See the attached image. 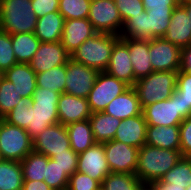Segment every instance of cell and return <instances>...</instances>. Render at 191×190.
Returning <instances> with one entry per match:
<instances>
[{
    "label": "cell",
    "mask_w": 191,
    "mask_h": 190,
    "mask_svg": "<svg viewBox=\"0 0 191 190\" xmlns=\"http://www.w3.org/2000/svg\"><path fill=\"white\" fill-rule=\"evenodd\" d=\"M120 13L123 23L129 20L133 15L145 11L142 0H114Z\"/></svg>",
    "instance_id": "ee69618b"
},
{
    "label": "cell",
    "mask_w": 191,
    "mask_h": 190,
    "mask_svg": "<svg viewBox=\"0 0 191 190\" xmlns=\"http://www.w3.org/2000/svg\"><path fill=\"white\" fill-rule=\"evenodd\" d=\"M101 184L89 175L76 171L69 177L67 190H100Z\"/></svg>",
    "instance_id": "b9f144b4"
},
{
    "label": "cell",
    "mask_w": 191,
    "mask_h": 190,
    "mask_svg": "<svg viewBox=\"0 0 191 190\" xmlns=\"http://www.w3.org/2000/svg\"><path fill=\"white\" fill-rule=\"evenodd\" d=\"M98 73L97 70L70 58L66 64L65 93L87 98Z\"/></svg>",
    "instance_id": "30bf717a"
},
{
    "label": "cell",
    "mask_w": 191,
    "mask_h": 190,
    "mask_svg": "<svg viewBox=\"0 0 191 190\" xmlns=\"http://www.w3.org/2000/svg\"><path fill=\"white\" fill-rule=\"evenodd\" d=\"M105 71L129 86H134L133 65L129 57L128 46L121 38L114 44L110 62Z\"/></svg>",
    "instance_id": "e0dca14e"
},
{
    "label": "cell",
    "mask_w": 191,
    "mask_h": 190,
    "mask_svg": "<svg viewBox=\"0 0 191 190\" xmlns=\"http://www.w3.org/2000/svg\"><path fill=\"white\" fill-rule=\"evenodd\" d=\"M119 38L114 34L97 32L94 36L87 38L71 54V59L98 72H103L109 65L114 44Z\"/></svg>",
    "instance_id": "3957f363"
},
{
    "label": "cell",
    "mask_w": 191,
    "mask_h": 190,
    "mask_svg": "<svg viewBox=\"0 0 191 190\" xmlns=\"http://www.w3.org/2000/svg\"><path fill=\"white\" fill-rule=\"evenodd\" d=\"M156 183H170L172 186H187L191 183V157H181L176 165Z\"/></svg>",
    "instance_id": "836d02e7"
},
{
    "label": "cell",
    "mask_w": 191,
    "mask_h": 190,
    "mask_svg": "<svg viewBox=\"0 0 191 190\" xmlns=\"http://www.w3.org/2000/svg\"><path fill=\"white\" fill-rule=\"evenodd\" d=\"M103 112L120 120L142 114V107L134 87L130 86L125 92L115 97Z\"/></svg>",
    "instance_id": "7402d4cb"
},
{
    "label": "cell",
    "mask_w": 191,
    "mask_h": 190,
    "mask_svg": "<svg viewBox=\"0 0 191 190\" xmlns=\"http://www.w3.org/2000/svg\"><path fill=\"white\" fill-rule=\"evenodd\" d=\"M148 14V30L155 38L165 35L173 11L146 10Z\"/></svg>",
    "instance_id": "f35d334b"
},
{
    "label": "cell",
    "mask_w": 191,
    "mask_h": 190,
    "mask_svg": "<svg viewBox=\"0 0 191 190\" xmlns=\"http://www.w3.org/2000/svg\"><path fill=\"white\" fill-rule=\"evenodd\" d=\"M49 157L31 151L20 163L22 166L23 180L44 181L46 166Z\"/></svg>",
    "instance_id": "4dcf8cb0"
},
{
    "label": "cell",
    "mask_w": 191,
    "mask_h": 190,
    "mask_svg": "<svg viewBox=\"0 0 191 190\" xmlns=\"http://www.w3.org/2000/svg\"><path fill=\"white\" fill-rule=\"evenodd\" d=\"M103 144L111 172L135 174L139 148L116 140L103 142Z\"/></svg>",
    "instance_id": "8fae6325"
},
{
    "label": "cell",
    "mask_w": 191,
    "mask_h": 190,
    "mask_svg": "<svg viewBox=\"0 0 191 190\" xmlns=\"http://www.w3.org/2000/svg\"><path fill=\"white\" fill-rule=\"evenodd\" d=\"M69 176L62 170L57 163L49 158L44 182L53 190H67Z\"/></svg>",
    "instance_id": "74e56055"
},
{
    "label": "cell",
    "mask_w": 191,
    "mask_h": 190,
    "mask_svg": "<svg viewBox=\"0 0 191 190\" xmlns=\"http://www.w3.org/2000/svg\"><path fill=\"white\" fill-rule=\"evenodd\" d=\"M51 159H53L69 177L77 171L78 154L71 148L65 152L55 154Z\"/></svg>",
    "instance_id": "7bdbcfd3"
},
{
    "label": "cell",
    "mask_w": 191,
    "mask_h": 190,
    "mask_svg": "<svg viewBox=\"0 0 191 190\" xmlns=\"http://www.w3.org/2000/svg\"><path fill=\"white\" fill-rule=\"evenodd\" d=\"M91 0H59V12L65 20L88 18Z\"/></svg>",
    "instance_id": "d590c367"
},
{
    "label": "cell",
    "mask_w": 191,
    "mask_h": 190,
    "mask_svg": "<svg viewBox=\"0 0 191 190\" xmlns=\"http://www.w3.org/2000/svg\"><path fill=\"white\" fill-rule=\"evenodd\" d=\"M66 64L42 73H36L37 87L61 93L65 92Z\"/></svg>",
    "instance_id": "d6a6232c"
},
{
    "label": "cell",
    "mask_w": 191,
    "mask_h": 190,
    "mask_svg": "<svg viewBox=\"0 0 191 190\" xmlns=\"http://www.w3.org/2000/svg\"><path fill=\"white\" fill-rule=\"evenodd\" d=\"M180 2H191V0H180Z\"/></svg>",
    "instance_id": "db71d44e"
},
{
    "label": "cell",
    "mask_w": 191,
    "mask_h": 190,
    "mask_svg": "<svg viewBox=\"0 0 191 190\" xmlns=\"http://www.w3.org/2000/svg\"><path fill=\"white\" fill-rule=\"evenodd\" d=\"M179 125L151 126L147 125L146 143L160 149L180 150Z\"/></svg>",
    "instance_id": "cb8c5ba5"
},
{
    "label": "cell",
    "mask_w": 191,
    "mask_h": 190,
    "mask_svg": "<svg viewBox=\"0 0 191 190\" xmlns=\"http://www.w3.org/2000/svg\"><path fill=\"white\" fill-rule=\"evenodd\" d=\"M147 122L143 113L121 120L113 140L141 148L146 143Z\"/></svg>",
    "instance_id": "d6986e66"
},
{
    "label": "cell",
    "mask_w": 191,
    "mask_h": 190,
    "mask_svg": "<svg viewBox=\"0 0 191 190\" xmlns=\"http://www.w3.org/2000/svg\"><path fill=\"white\" fill-rule=\"evenodd\" d=\"M2 77H3V73L0 71V80H1Z\"/></svg>",
    "instance_id": "11a10c76"
},
{
    "label": "cell",
    "mask_w": 191,
    "mask_h": 190,
    "mask_svg": "<svg viewBox=\"0 0 191 190\" xmlns=\"http://www.w3.org/2000/svg\"><path fill=\"white\" fill-rule=\"evenodd\" d=\"M70 148L80 154L96 143L89 119L66 125Z\"/></svg>",
    "instance_id": "484cf974"
},
{
    "label": "cell",
    "mask_w": 191,
    "mask_h": 190,
    "mask_svg": "<svg viewBox=\"0 0 191 190\" xmlns=\"http://www.w3.org/2000/svg\"><path fill=\"white\" fill-rule=\"evenodd\" d=\"M128 46L129 57L133 65L134 84L153 71L149 55V40L121 38Z\"/></svg>",
    "instance_id": "44dd1931"
},
{
    "label": "cell",
    "mask_w": 191,
    "mask_h": 190,
    "mask_svg": "<svg viewBox=\"0 0 191 190\" xmlns=\"http://www.w3.org/2000/svg\"><path fill=\"white\" fill-rule=\"evenodd\" d=\"M64 22L65 19L59 11L48 13L38 18L34 35L41 42L61 41Z\"/></svg>",
    "instance_id": "d4e9b609"
},
{
    "label": "cell",
    "mask_w": 191,
    "mask_h": 190,
    "mask_svg": "<svg viewBox=\"0 0 191 190\" xmlns=\"http://www.w3.org/2000/svg\"><path fill=\"white\" fill-rule=\"evenodd\" d=\"M130 86L106 71L99 72L87 101L91 113L103 112L107 105Z\"/></svg>",
    "instance_id": "ba28073f"
},
{
    "label": "cell",
    "mask_w": 191,
    "mask_h": 190,
    "mask_svg": "<svg viewBox=\"0 0 191 190\" xmlns=\"http://www.w3.org/2000/svg\"><path fill=\"white\" fill-rule=\"evenodd\" d=\"M146 190H186L183 186H172L170 183H150L145 185Z\"/></svg>",
    "instance_id": "f907efd6"
},
{
    "label": "cell",
    "mask_w": 191,
    "mask_h": 190,
    "mask_svg": "<svg viewBox=\"0 0 191 190\" xmlns=\"http://www.w3.org/2000/svg\"><path fill=\"white\" fill-rule=\"evenodd\" d=\"M180 5L186 10L191 22V2H180Z\"/></svg>",
    "instance_id": "816d5d0a"
},
{
    "label": "cell",
    "mask_w": 191,
    "mask_h": 190,
    "mask_svg": "<svg viewBox=\"0 0 191 190\" xmlns=\"http://www.w3.org/2000/svg\"><path fill=\"white\" fill-rule=\"evenodd\" d=\"M176 91L182 95L185 108V118L191 115V74L178 71Z\"/></svg>",
    "instance_id": "60d3db41"
},
{
    "label": "cell",
    "mask_w": 191,
    "mask_h": 190,
    "mask_svg": "<svg viewBox=\"0 0 191 190\" xmlns=\"http://www.w3.org/2000/svg\"><path fill=\"white\" fill-rule=\"evenodd\" d=\"M77 171L89 175L100 184L102 183L103 179L111 172L103 143L96 142L90 148L78 154Z\"/></svg>",
    "instance_id": "9a60e30c"
},
{
    "label": "cell",
    "mask_w": 191,
    "mask_h": 190,
    "mask_svg": "<svg viewBox=\"0 0 191 190\" xmlns=\"http://www.w3.org/2000/svg\"><path fill=\"white\" fill-rule=\"evenodd\" d=\"M94 139L98 143L113 140L117 128L121 122L120 119L106 114L105 112H95L89 118Z\"/></svg>",
    "instance_id": "4316f807"
},
{
    "label": "cell",
    "mask_w": 191,
    "mask_h": 190,
    "mask_svg": "<svg viewBox=\"0 0 191 190\" xmlns=\"http://www.w3.org/2000/svg\"><path fill=\"white\" fill-rule=\"evenodd\" d=\"M35 15L43 17L48 13L59 10V0H31Z\"/></svg>",
    "instance_id": "bcb514c9"
},
{
    "label": "cell",
    "mask_w": 191,
    "mask_h": 190,
    "mask_svg": "<svg viewBox=\"0 0 191 190\" xmlns=\"http://www.w3.org/2000/svg\"><path fill=\"white\" fill-rule=\"evenodd\" d=\"M23 172L19 161L0 162V190H22Z\"/></svg>",
    "instance_id": "f546056e"
},
{
    "label": "cell",
    "mask_w": 191,
    "mask_h": 190,
    "mask_svg": "<svg viewBox=\"0 0 191 190\" xmlns=\"http://www.w3.org/2000/svg\"><path fill=\"white\" fill-rule=\"evenodd\" d=\"M145 10L173 11L180 4V0H142Z\"/></svg>",
    "instance_id": "7dc6e473"
},
{
    "label": "cell",
    "mask_w": 191,
    "mask_h": 190,
    "mask_svg": "<svg viewBox=\"0 0 191 190\" xmlns=\"http://www.w3.org/2000/svg\"><path fill=\"white\" fill-rule=\"evenodd\" d=\"M17 60L12 48L11 34L0 30V71L9 70Z\"/></svg>",
    "instance_id": "ab89813d"
},
{
    "label": "cell",
    "mask_w": 191,
    "mask_h": 190,
    "mask_svg": "<svg viewBox=\"0 0 191 190\" xmlns=\"http://www.w3.org/2000/svg\"><path fill=\"white\" fill-rule=\"evenodd\" d=\"M33 151V139L28 132L0 119V155L2 160L21 162Z\"/></svg>",
    "instance_id": "8992f818"
},
{
    "label": "cell",
    "mask_w": 191,
    "mask_h": 190,
    "mask_svg": "<svg viewBox=\"0 0 191 190\" xmlns=\"http://www.w3.org/2000/svg\"><path fill=\"white\" fill-rule=\"evenodd\" d=\"M149 55L153 71H179L181 48L163 37L149 40Z\"/></svg>",
    "instance_id": "7c38bea8"
},
{
    "label": "cell",
    "mask_w": 191,
    "mask_h": 190,
    "mask_svg": "<svg viewBox=\"0 0 191 190\" xmlns=\"http://www.w3.org/2000/svg\"><path fill=\"white\" fill-rule=\"evenodd\" d=\"M59 96V92L42 87H37L34 91L30 104V124L26 129L32 139L48 126L59 123L57 109Z\"/></svg>",
    "instance_id": "7a4b0ae2"
},
{
    "label": "cell",
    "mask_w": 191,
    "mask_h": 190,
    "mask_svg": "<svg viewBox=\"0 0 191 190\" xmlns=\"http://www.w3.org/2000/svg\"><path fill=\"white\" fill-rule=\"evenodd\" d=\"M142 113L147 125L158 127L180 125L185 119L182 95L175 90L170 98L145 106Z\"/></svg>",
    "instance_id": "52a82bcc"
},
{
    "label": "cell",
    "mask_w": 191,
    "mask_h": 190,
    "mask_svg": "<svg viewBox=\"0 0 191 190\" xmlns=\"http://www.w3.org/2000/svg\"><path fill=\"white\" fill-rule=\"evenodd\" d=\"M14 84L4 77L0 80V119H3L21 100Z\"/></svg>",
    "instance_id": "e575fe53"
},
{
    "label": "cell",
    "mask_w": 191,
    "mask_h": 190,
    "mask_svg": "<svg viewBox=\"0 0 191 190\" xmlns=\"http://www.w3.org/2000/svg\"><path fill=\"white\" fill-rule=\"evenodd\" d=\"M177 73L178 71H154L135 82L133 87L142 109L171 97L176 90Z\"/></svg>",
    "instance_id": "5b68a950"
},
{
    "label": "cell",
    "mask_w": 191,
    "mask_h": 190,
    "mask_svg": "<svg viewBox=\"0 0 191 190\" xmlns=\"http://www.w3.org/2000/svg\"><path fill=\"white\" fill-rule=\"evenodd\" d=\"M71 55L60 41L41 42L38 50L28 63L35 73H42L51 68L67 64Z\"/></svg>",
    "instance_id": "5bb4252c"
},
{
    "label": "cell",
    "mask_w": 191,
    "mask_h": 190,
    "mask_svg": "<svg viewBox=\"0 0 191 190\" xmlns=\"http://www.w3.org/2000/svg\"><path fill=\"white\" fill-rule=\"evenodd\" d=\"M11 40L17 63H29L41 43L34 33L30 32L11 34Z\"/></svg>",
    "instance_id": "83f0119b"
},
{
    "label": "cell",
    "mask_w": 191,
    "mask_h": 190,
    "mask_svg": "<svg viewBox=\"0 0 191 190\" xmlns=\"http://www.w3.org/2000/svg\"><path fill=\"white\" fill-rule=\"evenodd\" d=\"M186 190H191V183L187 186Z\"/></svg>",
    "instance_id": "f5cc1de1"
},
{
    "label": "cell",
    "mask_w": 191,
    "mask_h": 190,
    "mask_svg": "<svg viewBox=\"0 0 191 190\" xmlns=\"http://www.w3.org/2000/svg\"><path fill=\"white\" fill-rule=\"evenodd\" d=\"M22 190H53L44 181L24 180Z\"/></svg>",
    "instance_id": "681fc988"
},
{
    "label": "cell",
    "mask_w": 191,
    "mask_h": 190,
    "mask_svg": "<svg viewBox=\"0 0 191 190\" xmlns=\"http://www.w3.org/2000/svg\"><path fill=\"white\" fill-rule=\"evenodd\" d=\"M96 33L88 18L65 20L60 42L71 55L87 38Z\"/></svg>",
    "instance_id": "ac0fdd59"
},
{
    "label": "cell",
    "mask_w": 191,
    "mask_h": 190,
    "mask_svg": "<svg viewBox=\"0 0 191 190\" xmlns=\"http://www.w3.org/2000/svg\"><path fill=\"white\" fill-rule=\"evenodd\" d=\"M57 109L59 123L65 126L87 120L92 114L87 98H80L65 92L59 96Z\"/></svg>",
    "instance_id": "2e32d148"
},
{
    "label": "cell",
    "mask_w": 191,
    "mask_h": 190,
    "mask_svg": "<svg viewBox=\"0 0 191 190\" xmlns=\"http://www.w3.org/2000/svg\"><path fill=\"white\" fill-rule=\"evenodd\" d=\"M144 187L135 174L110 172L103 179L100 190H142Z\"/></svg>",
    "instance_id": "1f68e13d"
},
{
    "label": "cell",
    "mask_w": 191,
    "mask_h": 190,
    "mask_svg": "<svg viewBox=\"0 0 191 190\" xmlns=\"http://www.w3.org/2000/svg\"><path fill=\"white\" fill-rule=\"evenodd\" d=\"M3 77L14 84L21 97L32 99L37 88L36 73L28 63L14 64L3 73Z\"/></svg>",
    "instance_id": "603a6c76"
},
{
    "label": "cell",
    "mask_w": 191,
    "mask_h": 190,
    "mask_svg": "<svg viewBox=\"0 0 191 190\" xmlns=\"http://www.w3.org/2000/svg\"><path fill=\"white\" fill-rule=\"evenodd\" d=\"M38 17L31 0H0V30L9 34L34 33Z\"/></svg>",
    "instance_id": "277c9868"
},
{
    "label": "cell",
    "mask_w": 191,
    "mask_h": 190,
    "mask_svg": "<svg viewBox=\"0 0 191 190\" xmlns=\"http://www.w3.org/2000/svg\"><path fill=\"white\" fill-rule=\"evenodd\" d=\"M31 98L22 97L19 103L3 119L9 124L16 125L23 129L30 124Z\"/></svg>",
    "instance_id": "8d00e7d4"
},
{
    "label": "cell",
    "mask_w": 191,
    "mask_h": 190,
    "mask_svg": "<svg viewBox=\"0 0 191 190\" xmlns=\"http://www.w3.org/2000/svg\"><path fill=\"white\" fill-rule=\"evenodd\" d=\"M179 71L191 74V44L181 48Z\"/></svg>",
    "instance_id": "c3c4849f"
},
{
    "label": "cell",
    "mask_w": 191,
    "mask_h": 190,
    "mask_svg": "<svg viewBox=\"0 0 191 190\" xmlns=\"http://www.w3.org/2000/svg\"><path fill=\"white\" fill-rule=\"evenodd\" d=\"M88 20L97 32L117 36L124 24L114 0H91Z\"/></svg>",
    "instance_id": "9c48e42d"
},
{
    "label": "cell",
    "mask_w": 191,
    "mask_h": 190,
    "mask_svg": "<svg viewBox=\"0 0 191 190\" xmlns=\"http://www.w3.org/2000/svg\"><path fill=\"white\" fill-rule=\"evenodd\" d=\"M181 157L180 150L160 149L144 144L138 151L135 175L144 186L160 181Z\"/></svg>",
    "instance_id": "6da1fadb"
},
{
    "label": "cell",
    "mask_w": 191,
    "mask_h": 190,
    "mask_svg": "<svg viewBox=\"0 0 191 190\" xmlns=\"http://www.w3.org/2000/svg\"><path fill=\"white\" fill-rule=\"evenodd\" d=\"M180 128V153L182 157H191V115L185 118Z\"/></svg>",
    "instance_id": "f6af8a7d"
},
{
    "label": "cell",
    "mask_w": 191,
    "mask_h": 190,
    "mask_svg": "<svg viewBox=\"0 0 191 190\" xmlns=\"http://www.w3.org/2000/svg\"><path fill=\"white\" fill-rule=\"evenodd\" d=\"M70 148L67 128L56 123L48 126L33 139V151L52 158L55 154L65 152Z\"/></svg>",
    "instance_id": "4fadbf2b"
},
{
    "label": "cell",
    "mask_w": 191,
    "mask_h": 190,
    "mask_svg": "<svg viewBox=\"0 0 191 190\" xmlns=\"http://www.w3.org/2000/svg\"><path fill=\"white\" fill-rule=\"evenodd\" d=\"M163 38L180 48L191 44L190 18L180 4L173 9L170 24Z\"/></svg>",
    "instance_id": "ffe728a7"
},
{
    "label": "cell",
    "mask_w": 191,
    "mask_h": 190,
    "mask_svg": "<svg viewBox=\"0 0 191 190\" xmlns=\"http://www.w3.org/2000/svg\"><path fill=\"white\" fill-rule=\"evenodd\" d=\"M120 38H130L134 40H151L155 37L148 30V14L143 11L140 14L133 15L123 24Z\"/></svg>",
    "instance_id": "f1b7e54d"
}]
</instances>
